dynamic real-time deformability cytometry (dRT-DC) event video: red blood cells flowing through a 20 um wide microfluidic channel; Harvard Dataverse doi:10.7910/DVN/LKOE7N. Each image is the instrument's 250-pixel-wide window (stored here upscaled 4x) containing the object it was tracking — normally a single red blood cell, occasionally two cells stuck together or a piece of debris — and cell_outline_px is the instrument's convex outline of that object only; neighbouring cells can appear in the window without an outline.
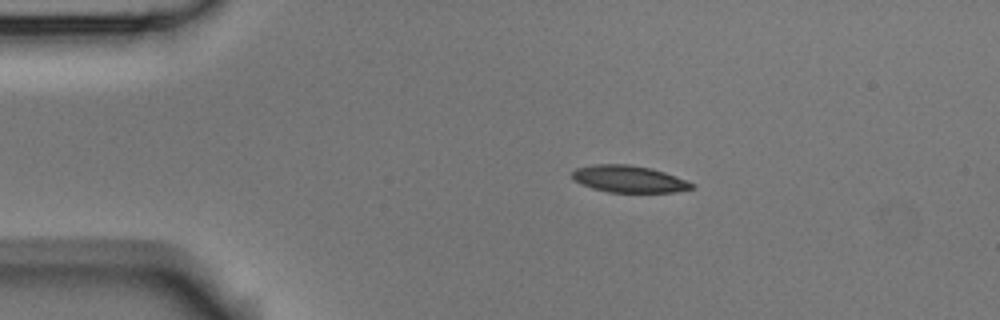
{"species": "Egyptian fruit bat (a non-hibernating species)", "species_latin": "Rousettus aegyptiacus", "temperature_condition": "room temperature", "stored_images_in_passage": 4, "camera_frame_rate_fps": 3000, "um_per_image_px": 0.085, "animal": {"sex": "male"}, "frame": {"image": 1, "passage_image": 2, "time_ms": 0.333, "image_size_px": [1000, 320], "cell_outline_px": [[696, 184], [692, 188], [676, 192], [608, 192], [592, 188], [576, 180], [572, 176], [572, 172], [576, 168], [592, 164], [628, 164], [652, 168], [676, 176]], "centroid_in_image_um": [53.48, 15.21], "position_along_channel_um": 31.5, "area_um2": 18.67}}
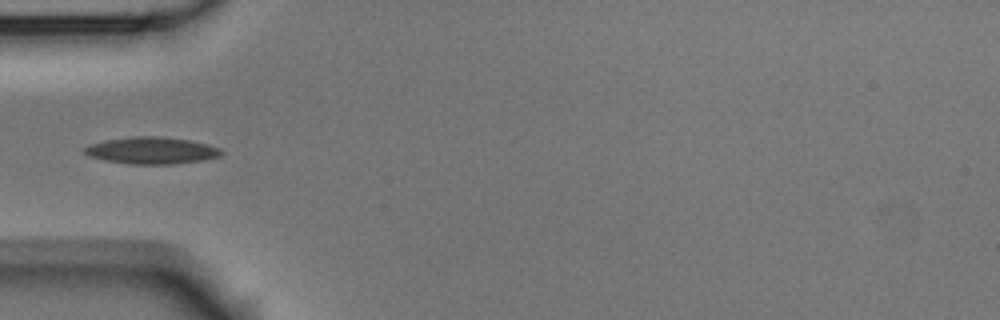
{"frame": {"image": 2, "passage_image": 4, "time_ms": 1.0, "image_size_px": [1000, 320], "cell_outline_px": [[224, 152], [220, 156], [204, 160], [176, 164], [128, 164], [104, 160], [88, 156], [84, 152], [84, 148], [92, 144], [104, 140], [132, 136], [160, 136], [188, 140], [208, 144], [220, 148]], "centroid_in_image_um": [12.91, 12.79], "position_along_channel_um": 72.1, "area_um2": 21.56}}